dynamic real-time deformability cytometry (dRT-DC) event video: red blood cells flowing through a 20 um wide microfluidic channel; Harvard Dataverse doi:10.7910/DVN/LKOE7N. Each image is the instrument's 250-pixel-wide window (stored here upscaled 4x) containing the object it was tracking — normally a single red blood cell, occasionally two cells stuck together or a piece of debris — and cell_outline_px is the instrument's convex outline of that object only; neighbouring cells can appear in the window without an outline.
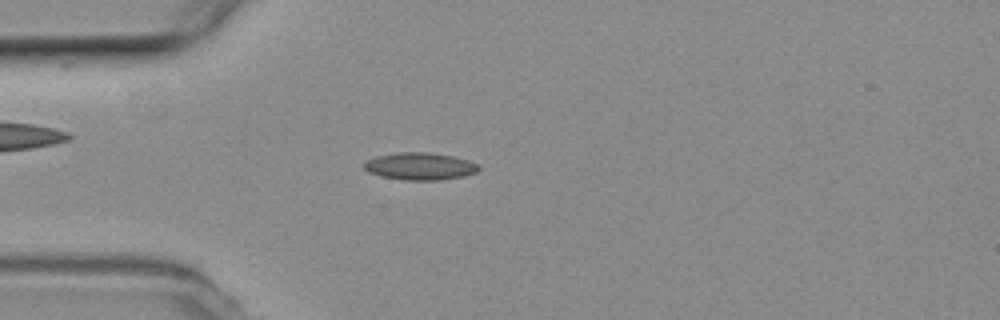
{"species": "common noctule bat (a hibernating species)", "species_latin": "Nyctalus noctula", "temperature_condition": "room temperature", "stored_images_in_passage": 2, "camera_frame_rate_fps": 3000, "um_per_image_px": 0.085, "animal": {"sex": "female", "body_mass_g": 19.3, "forearm_length_mm": 54.1}, "frame": {"image": 1, "passage_image": 2, "time_ms": 0.333, "image_size_px": [1000, 320], "cell_outline_px": [[480, 168], [476, 172], [460, 176], [440, 180], [404, 180], [380, 176], [368, 172], [360, 164], [376, 156], [396, 152], [428, 152], [452, 156], [468, 160], [480, 164]], "centroid_in_image_um": [35.66, 14.12], "position_along_channel_um": 49.3, "area_um2": 18.32}}